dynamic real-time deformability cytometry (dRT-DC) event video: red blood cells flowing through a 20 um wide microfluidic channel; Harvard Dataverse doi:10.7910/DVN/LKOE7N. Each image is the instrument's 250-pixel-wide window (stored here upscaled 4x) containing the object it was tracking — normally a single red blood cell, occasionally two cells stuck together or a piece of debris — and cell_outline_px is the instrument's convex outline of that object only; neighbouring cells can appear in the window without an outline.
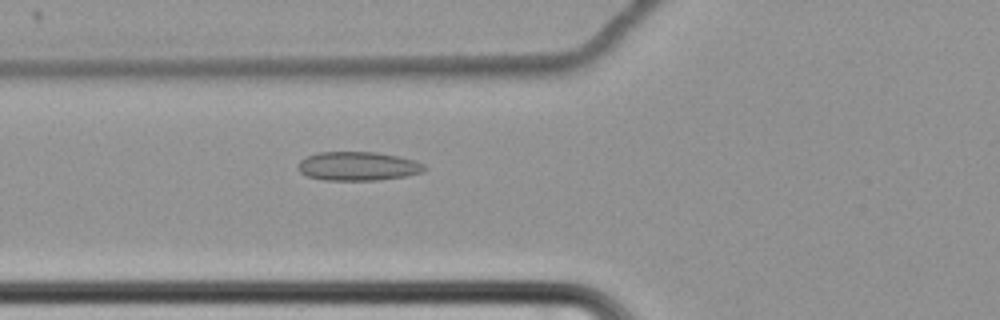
{"species": "common noctule bat (a hibernating species)", "species_latin": "Nyctalus noctula", "temperature_condition": "cold", "stored_images_in_passage": 62, "camera_frame_rate_fps": 3000, "um_per_image_px": 0.085, "animal": {"sex": "female", "body_mass_g": 22.7, "forearm_length_mm": 54.2}, "frame": {"image": 1, "passage_image": 25, "time_ms": 8.0, "image_size_px": [1000, 320], "cell_outline_px": [[428, 168], [420, 172], [404, 176], [376, 180], [324, 180], [308, 176], [300, 172], [296, 168], [300, 160], [308, 156], [320, 152], [376, 152], [400, 156], [416, 160], [424, 164]], "centroid_in_image_um": [30.43, 14.12], "position_along_channel_um": 95.4, "area_um2": 21.27}}
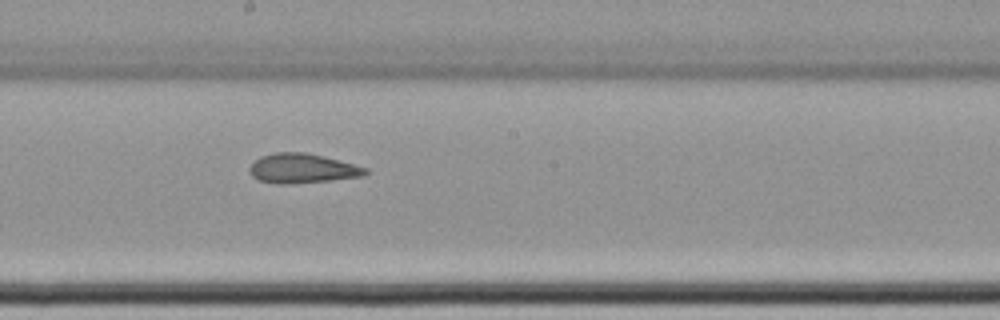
{"frame": {"image": 2, "passage_image": 36, "time_ms": 11.667, "image_size_px": [1000, 320], "cell_outline_px": [[368, 172], [364, 176], [332, 180], [288, 184], [276, 184], [256, 180], [248, 172], [248, 168], [260, 156], [276, 152], [304, 152], [368, 168]], "centroid_in_image_um": [25.64, 14.33], "position_along_channel_um": 222.6, "area_um2": 19.88}}
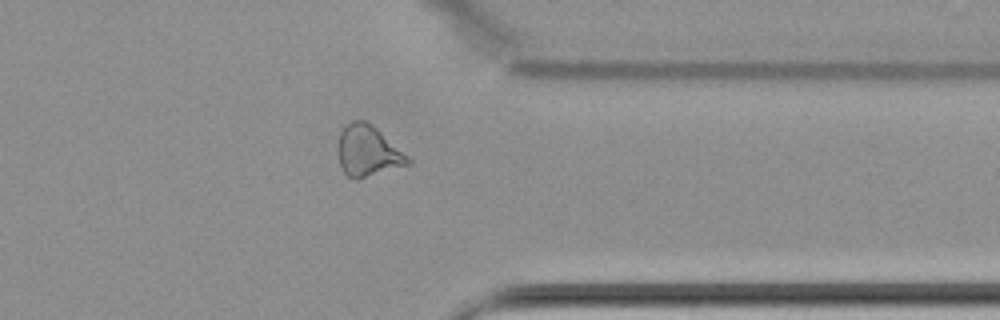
{"frame": {"image": 3, "passage_image": 50, "time_ms": 16.333, "image_size_px": [1000, 320], "cell_outline_px": [[412, 164], [356, 180], [348, 176], [344, 172], [340, 164], [336, 148], [340, 132], [344, 124], [352, 120], [364, 120], [376, 128], [408, 156], [412, 160]], "centroid_in_image_um": [31.24, 12.84], "position_along_channel_um": 380.2, "area_um2": 20.92}, "authors_computed_cell_mechanics": {"area_um2": 22.3686, "velocity_mm_per_s": 3.4666, "shape_relaxation_time_tau1_ms": null, "shape_relaxation_time_tau2_ms": 1.022, "deformation_change_tau1": null, "deformation_change_tau2": 0.075}}